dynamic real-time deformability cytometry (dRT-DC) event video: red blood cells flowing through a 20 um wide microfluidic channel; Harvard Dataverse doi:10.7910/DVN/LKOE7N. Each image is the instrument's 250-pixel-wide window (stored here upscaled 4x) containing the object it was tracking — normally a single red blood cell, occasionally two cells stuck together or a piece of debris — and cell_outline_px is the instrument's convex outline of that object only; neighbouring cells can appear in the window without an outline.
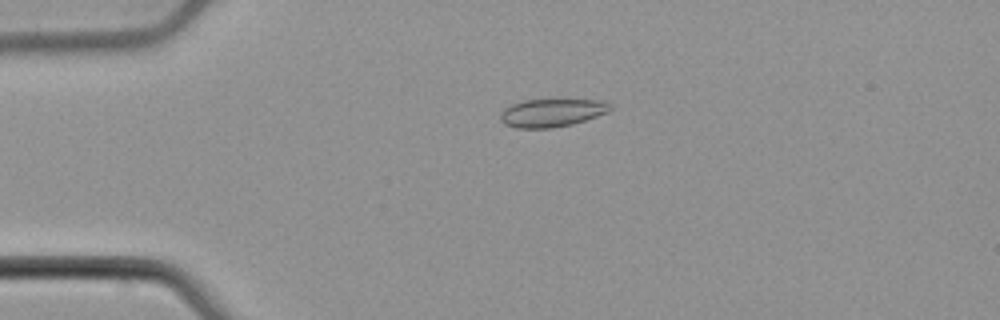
{"species": "common noctule bat (a hibernating species)", "species_latin": "Nyctalus noctula", "temperature_condition": "cold", "stored_images_in_passage": 47, "camera_frame_rate_fps": 3000, "um_per_image_px": 0.085, "animal": {"sex": "male", "body_mass_g": 21.5, "forearm_length_mm": 52.0}, "frame": {"image": 1, "passage_image": 6, "time_ms": 1.667, "image_size_px": [1000, 320], "cell_outline_px": [[612, 108], [608, 112], [572, 124], [552, 128], [516, 128], [504, 124], [500, 120], [500, 112], [504, 108], [512, 104], [524, 100], [604, 100]], "centroid_in_image_um": [46.86, 9.59], "position_along_channel_um": 38.1, "area_um2": 17.86}}
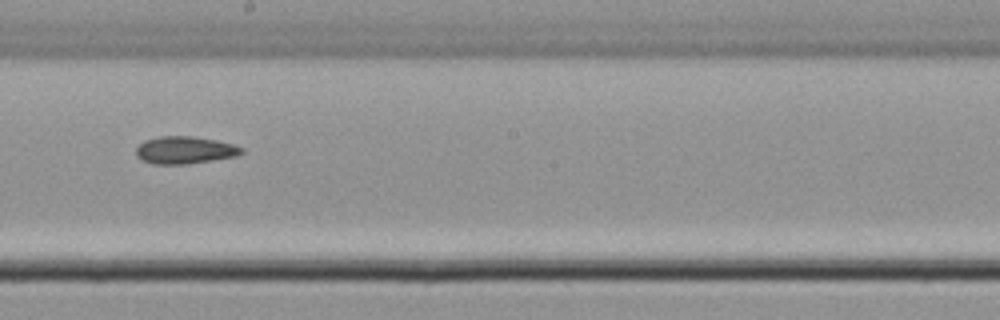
{"frame": {"image": 2, "passage_image": 24, "time_ms": 7.667, "image_size_px": [1000, 320], "cell_outline_px": [[244, 152], [236, 156], [188, 164], [152, 164], [140, 160], [136, 156], [136, 148], [144, 140], [160, 136], [192, 136], [216, 140], [232, 144], [244, 148]], "centroid_in_image_um": [15.68, 12.76], "position_along_channel_um": 232.5, "area_um2": 16.94}}
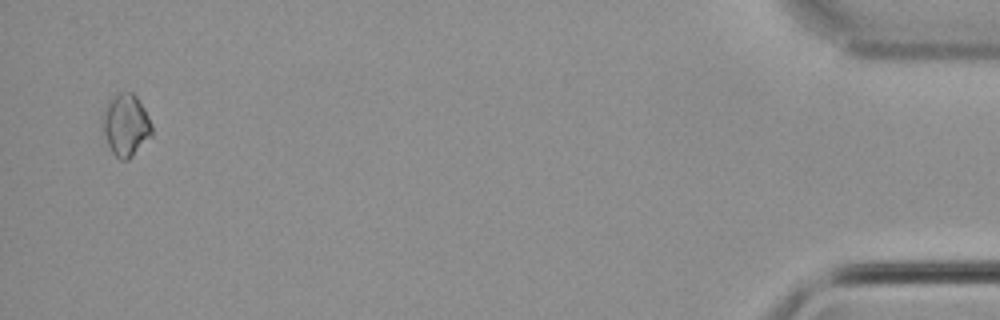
{"frame": {"image": 3, "passage_image": 46, "time_ms": 15.0, "image_size_px": [1000, 320], "cell_outline_px": [[152, 136], [128, 160], [120, 160], [112, 152], [104, 136], [100, 124], [100, 116], [108, 100], [112, 96], [120, 92], [132, 92], [136, 96], [144, 108], [152, 124]], "centroid_in_image_um": [10.66, 10.62], "position_along_channel_um": 424.5, "area_um2": 18.21}, "authors_computed_cell_mechanics": {"area_um2": 16.8776, "velocity_mm_per_s": 3.8119, "shape_relaxation_time_tau1_ms": 6.9275, "shape_relaxation_time_tau2_ms": 3.8442, "deformation_change_tau1": 0.0845, "deformation_change_tau2": 0.0629}}